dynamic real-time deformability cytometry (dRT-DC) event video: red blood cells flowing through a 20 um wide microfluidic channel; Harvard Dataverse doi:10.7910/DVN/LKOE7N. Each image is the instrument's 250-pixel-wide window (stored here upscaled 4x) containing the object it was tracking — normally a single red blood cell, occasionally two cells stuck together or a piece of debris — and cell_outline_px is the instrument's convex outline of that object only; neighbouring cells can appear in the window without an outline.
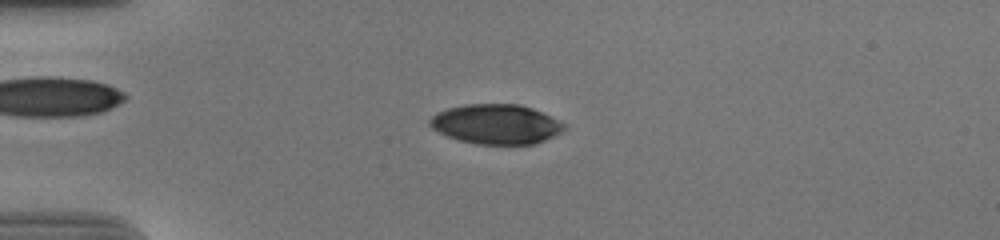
{"species": "human", "species_latin": "Homo sapiens", "temperature_condition": "cold", "stored_images_in_passage": 57, "camera_frame_rate_fps": 3000, "um_per_image_px": 0.085, "donor": {"sex": "male"}, "frame": {"image": 1, "passage_image": 16, "time_ms": 5.0, "image_size_px": [1000, 240], "cell_outline_px": [[568, 128], [556, 136], [536, 144], [476, 144], [460, 140], [448, 136], [432, 128], [428, 124], [428, 120], [436, 112], [448, 108], [464, 104], [520, 104], [532, 108], [568, 124]], "centroid_in_image_um": [42.21, 10.55], "position_along_channel_um": 42.8, "area_um2": 31.44}}
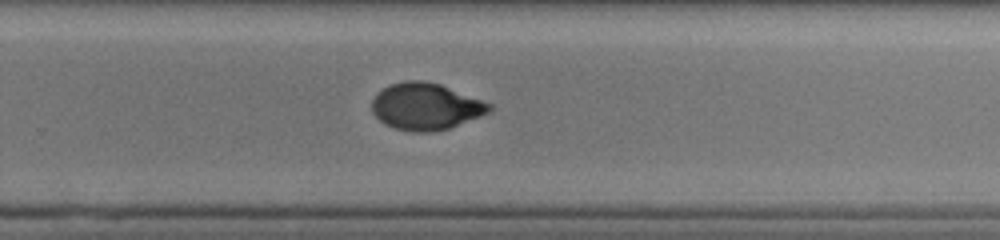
{"frame": {"image": 2, "passage_image": 39, "time_ms": 12.667, "image_size_px": [1000, 240], "cell_outline_px": [[492, 108], [488, 112], [480, 116], [448, 128], [432, 132], [412, 132], [396, 128], [384, 124], [372, 112], [372, 100], [384, 88], [392, 84], [408, 80], [420, 80], [440, 84], [492, 104]], "centroid_in_image_um": [36.18, 9.06], "position_along_channel_um": 293.6, "area_um2": 31.56}}
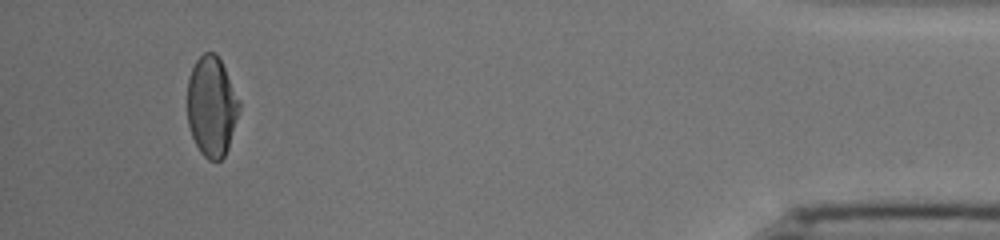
{"frame": {"image": 3, "passage_image": 54, "time_ms": 17.667, "image_size_px": [1000, 240], "cell_outline_px": [[240, 108], [228, 148], [224, 156], [220, 160], [208, 160], [200, 152], [192, 136], [188, 124], [188, 76], [196, 60], [204, 52], [216, 52], [240, 100]], "centroid_in_image_um": [17.99, 9.04], "position_along_channel_um": 417.2, "area_um2": 30.17}, "authors_computed_cell_mechanics": {"area_um2": 31.5588, "velocity_mm_per_s": 3.71, "shape_relaxation_time_tau1_ms": 6.8692, "shape_relaxation_time_tau2_ms": 1.091, "deformation_change_tau1": 0.2157, "deformation_change_tau2": 0.0405}}